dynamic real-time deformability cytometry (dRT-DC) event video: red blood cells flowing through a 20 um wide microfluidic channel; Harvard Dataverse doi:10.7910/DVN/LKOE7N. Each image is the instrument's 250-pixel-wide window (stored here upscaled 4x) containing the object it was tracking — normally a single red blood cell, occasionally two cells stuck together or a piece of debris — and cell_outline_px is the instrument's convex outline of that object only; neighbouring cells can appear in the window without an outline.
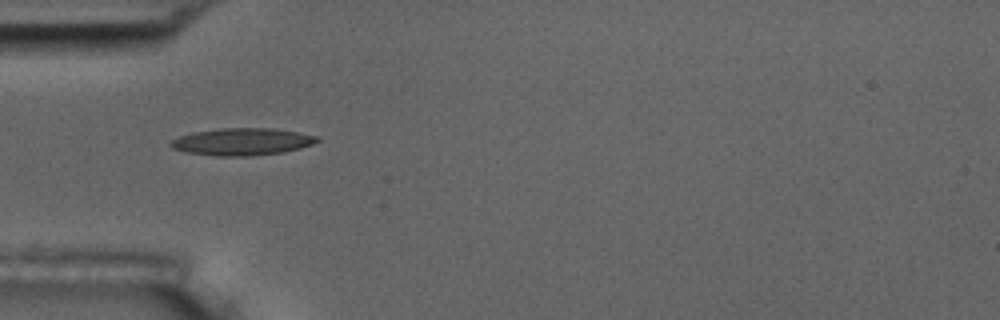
{"species": "common noctule bat (a hibernating species)", "species_latin": "Nyctalus noctula", "temperature_condition": "room temperature", "stored_images_in_passage": 5, "camera_frame_rate_fps": 3000, "um_per_image_px": 0.085, "animal": {"sex": "male", "body_mass_g": 17.5, "forearm_length_mm": 52.3}, "frame": {"image": 1, "passage_image": 1, "time_ms": 0.0, "image_size_px": [1000, 320], "cell_outline_px": [[320, 140], [312, 144], [300, 148], [284, 152], [248, 156], [216, 156], [184, 152], [172, 148], [168, 144], [172, 140], [180, 136], [192, 132], [220, 128], [272, 128], [296, 132], [316, 136]], "centroid_in_image_um": [20.53, 12.05], "position_along_channel_um": 64.5, "area_um2": 23.18}}
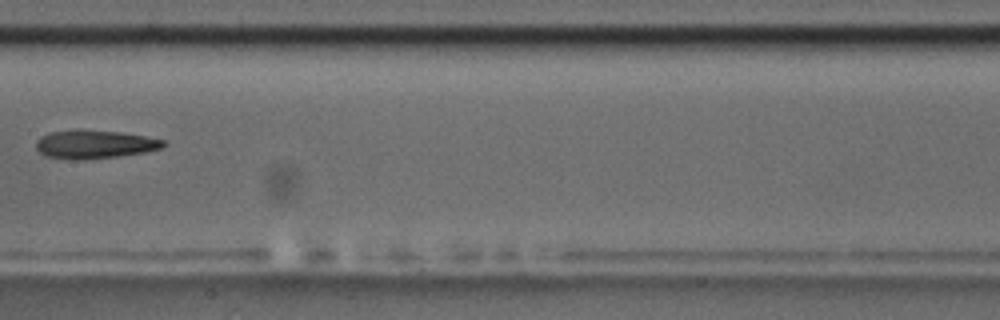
{"frame": {"image": 2, "passage_image": 4, "time_ms": 3.667, "image_size_px": [1000, 320], "cell_outline_px": [[168, 144], [160, 148], [144, 152], [120, 156], [76, 160], [72, 160], [44, 156], [36, 148], [36, 140], [40, 136], [48, 132], [76, 128], [124, 132], [164, 140]], "centroid_in_image_um": [7.99, 12.24], "position_along_channel_um": 199.4, "area_um2": 21.56}}
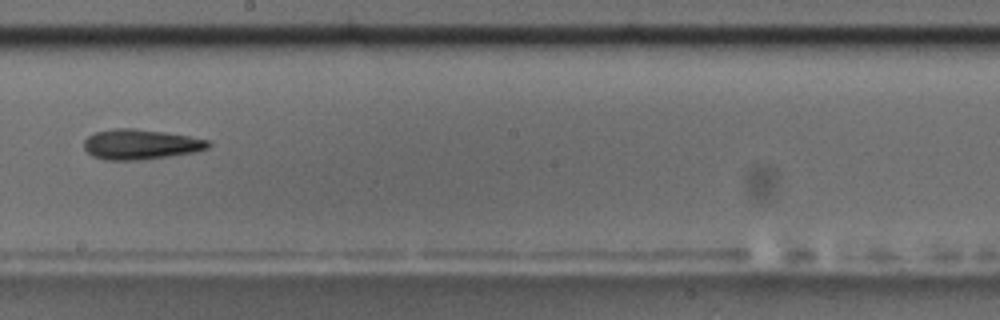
{"frame": {"image": 3, "passage_image": 5, "time_ms": 4.667, "image_size_px": [1000, 320], "cell_outline_px": [[212, 144], [208, 148], [196, 152], [168, 156], [136, 160], [104, 160], [92, 156], [84, 148], [84, 140], [88, 136], [96, 132], [116, 128], [132, 128], [164, 132], [188, 136], [208, 140]], "centroid_in_image_um": [11.94, 12.27], "position_along_channel_um": 236.3, "area_um2": 21.73}}